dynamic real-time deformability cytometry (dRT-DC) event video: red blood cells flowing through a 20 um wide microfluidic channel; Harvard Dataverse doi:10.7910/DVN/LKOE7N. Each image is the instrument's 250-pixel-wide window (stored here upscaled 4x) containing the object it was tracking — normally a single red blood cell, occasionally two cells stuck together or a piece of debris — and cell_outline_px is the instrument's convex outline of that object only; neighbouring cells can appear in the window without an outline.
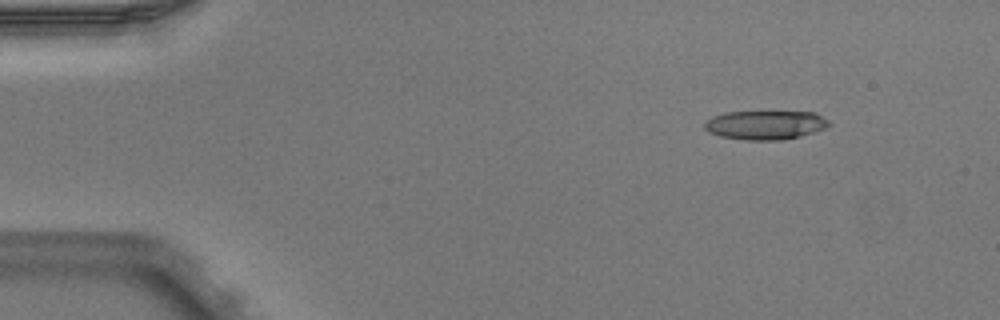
{"species": "Egyptian fruit bat (a non-hibernating species)", "species_latin": "Rousettus aegyptiacus", "temperature_condition": "warm", "stored_images_in_passage": 4, "camera_frame_rate_fps": 3000, "um_per_image_px": 0.085, "animal": {"sex": "male"}, "frame": {"image": 1, "passage_image": 1, "time_ms": 0.0, "image_size_px": [1000, 320], "cell_outline_px": [[832, 124], [824, 128], [800, 136], [784, 140], [744, 140], [720, 136], [708, 132], [704, 128], [704, 124], [712, 116], [724, 112], [816, 112], [828, 120]], "centroid_in_image_um": [65.04, 10.62], "position_along_channel_um": 20.0, "area_um2": 21.04}}
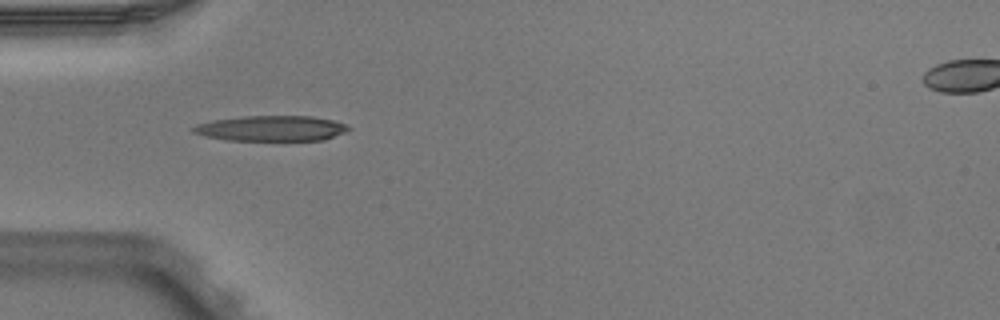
{"frame": {"image": 2, "passage_image": 3, "time_ms": 0.667, "image_size_px": [1000, 320], "cell_outline_px": [[352, 128], [344, 132], [324, 140], [228, 140], [204, 136], [192, 132], [192, 128], [196, 124], [212, 120], [240, 116], [312, 116], [332, 120], [348, 124]], "centroid_in_image_um": [23.06, 10.9], "position_along_channel_um": 61.9, "area_um2": 23.06}}
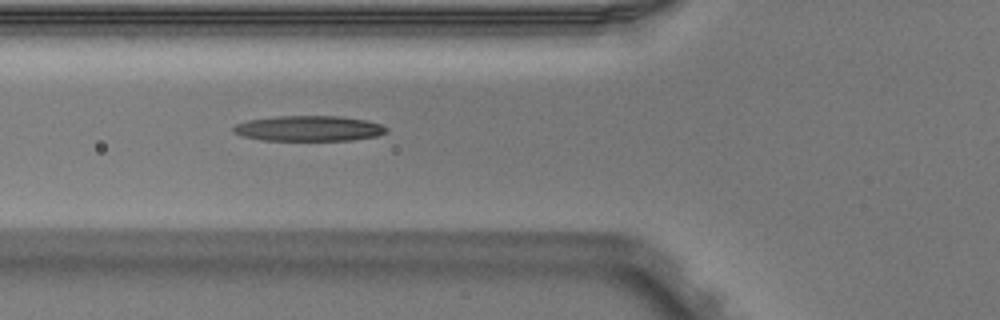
{"frame": {"image": 3, "passage_image": 4, "time_ms": 1.0, "image_size_px": [1000, 320], "cell_outline_px": [[388, 132], [376, 136], [352, 140], [260, 140], [240, 136], [232, 132], [232, 128], [236, 124], [248, 120], [276, 116], [340, 116], [364, 120], [380, 124], [388, 128]], "centroid_in_image_um": [26.21, 10.92], "position_along_channel_um": 99.6, "area_um2": 22.72}}